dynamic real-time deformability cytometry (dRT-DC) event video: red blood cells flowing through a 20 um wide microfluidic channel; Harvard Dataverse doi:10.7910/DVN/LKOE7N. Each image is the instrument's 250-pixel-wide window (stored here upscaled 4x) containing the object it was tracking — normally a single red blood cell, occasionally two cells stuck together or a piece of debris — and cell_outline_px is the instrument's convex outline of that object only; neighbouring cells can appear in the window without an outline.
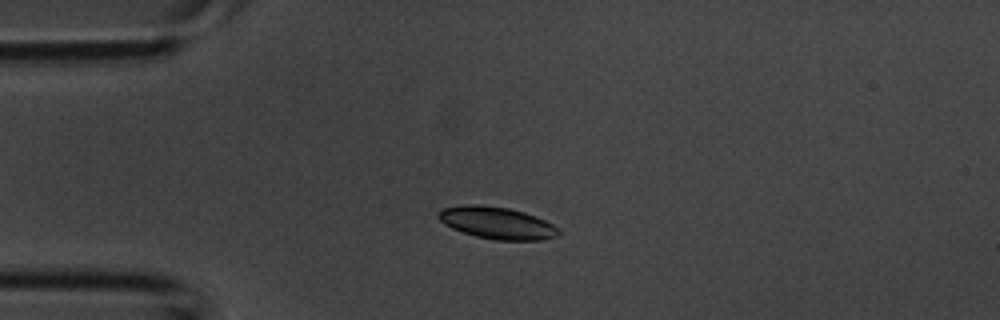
{"species": "common noctule bat (a hibernating species)", "species_latin": "Nyctalus noctula", "temperature_condition": "room temperature", "stored_images_in_passage": 3, "camera_frame_rate_fps": 3000, "um_per_image_px": 0.085, "animal": {"sex": "male", "body_mass_g": 20.1, "forearm_length_mm": 53.5}, "frame": {"image": 1, "passage_image": 3, "time_ms": 0.667, "image_size_px": [1000, 320], "cell_outline_px": [[560, 232], [556, 236], [540, 240], [496, 240], [476, 236], [452, 228], [444, 224], [440, 220], [440, 208], [464, 204], [476, 204], [508, 208], [524, 212], [536, 216], [552, 224]], "centroid_in_image_um": [42.23, 18.94], "position_along_channel_um": 42.8, "area_um2": 22.2}}